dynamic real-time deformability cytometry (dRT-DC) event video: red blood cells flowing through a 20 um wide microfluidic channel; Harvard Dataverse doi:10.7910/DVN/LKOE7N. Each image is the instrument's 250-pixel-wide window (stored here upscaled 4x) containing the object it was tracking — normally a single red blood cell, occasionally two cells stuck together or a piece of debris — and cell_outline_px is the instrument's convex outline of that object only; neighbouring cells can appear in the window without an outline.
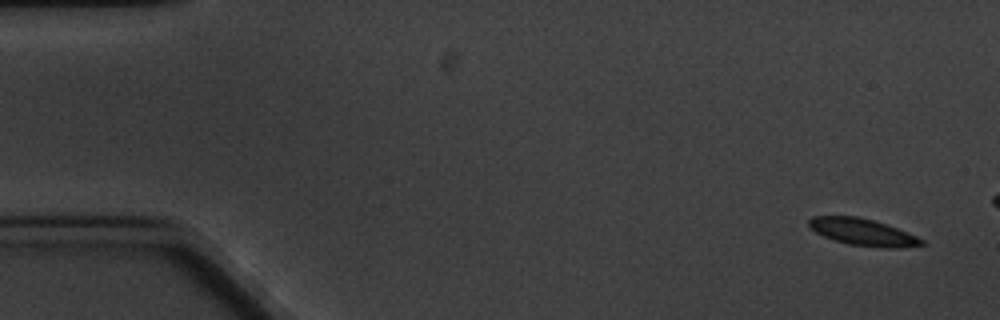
{"species": "common noctule bat (a hibernating species)", "species_latin": "Nyctalus noctula", "temperature_condition": "cold", "stored_images_in_passage": 4, "camera_frame_rate_fps": 3000, "um_per_image_px": 0.085, "animal": {"sex": "male", "body_mass_g": 20.1, "forearm_length_mm": 53.5}, "frame": {"image": 1, "passage_image": 1, "time_ms": 0.0, "image_size_px": [1000, 320], "cell_outline_px": [[924, 244], [900, 248], [884, 248], [848, 244], [824, 236], [816, 232], [808, 224], [808, 220], [812, 216], [856, 216], [872, 220], [896, 228], [916, 236], [924, 240]], "centroid_in_image_um": [73.33, 19.73], "position_along_channel_um": 11.7, "area_um2": 17.34}}